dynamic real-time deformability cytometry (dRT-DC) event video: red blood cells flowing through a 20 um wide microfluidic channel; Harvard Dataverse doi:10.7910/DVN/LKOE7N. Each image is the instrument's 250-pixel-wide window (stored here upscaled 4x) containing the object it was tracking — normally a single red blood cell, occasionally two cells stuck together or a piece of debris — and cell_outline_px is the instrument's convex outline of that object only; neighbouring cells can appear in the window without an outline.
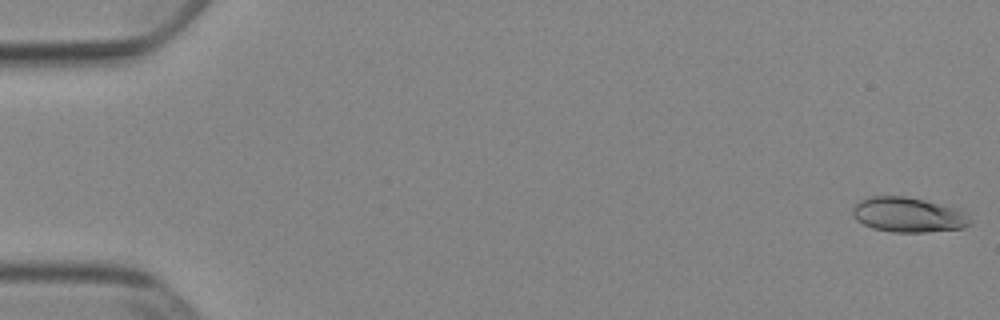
{"species": "Egyptian fruit bat (a non-hibernating species)", "species_latin": "Rousettus aegyptiacus", "temperature_condition": "cold", "stored_images_in_passage": 52, "camera_frame_rate_fps": 3000, "um_per_image_px": 0.085, "animal": {"sex": "female"}, "frame": {"image": 1, "passage_image": 1, "time_ms": 0.0, "image_size_px": [1000, 320], "cell_outline_px": [[972, 224], [964, 228], [924, 232], [892, 232], [872, 228], [856, 220], [852, 216], [852, 208], [860, 200], [872, 196], [904, 196], [924, 200], [956, 208], [964, 212], [972, 220]], "centroid_in_image_um": [77.2, 18.26], "position_along_channel_um": 7.8, "area_um2": 23.93}}
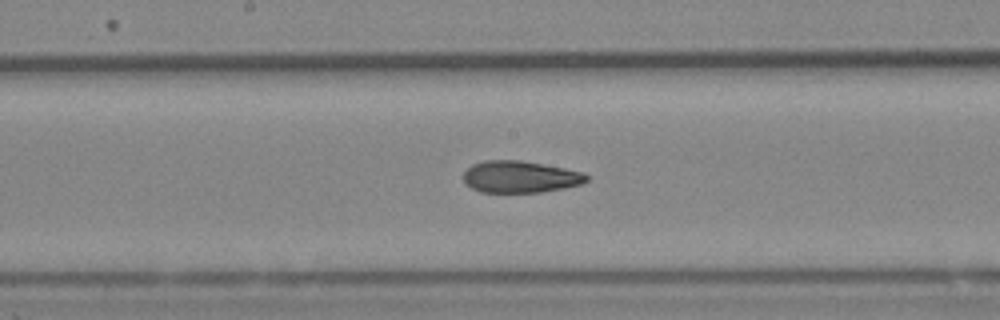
{"frame": {"image": 2, "passage_image": 28, "time_ms": 9.0, "image_size_px": [1000, 320], "cell_outline_px": [[588, 180], [580, 184], [564, 188], [540, 192], [480, 192], [464, 184], [464, 172], [472, 164], [484, 160], [520, 160], [564, 168], [584, 172], [588, 176]], "centroid_in_image_um": [44.19, 15.03], "position_along_channel_um": 204.0, "area_um2": 22.83}}
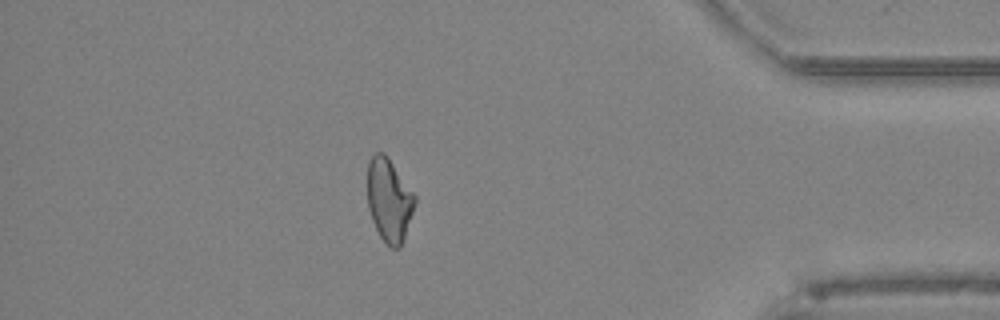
{"frame": {"image": 3, "passage_image": 46, "time_ms": 15.0, "image_size_px": [1000, 320], "cell_outline_px": [[416, 204], [400, 248], [392, 248], [380, 236], [372, 220], [368, 208], [368, 160], [376, 152], [384, 152], [388, 156], [416, 196]], "centroid_in_image_um": [33.08, 16.97], "position_along_channel_um": 402.1, "area_um2": 22.95}, "authors_computed_cell_mechanics": {"area_um2": 23.4379, "velocity_mm_per_s": 3.8989, "shape_relaxation_time_tau1_ms": 11.0566, "shape_relaxation_time_tau2_ms": 2.5095, "deformation_change_tau1": 0.1962, "deformation_change_tau2": 0.0911}}